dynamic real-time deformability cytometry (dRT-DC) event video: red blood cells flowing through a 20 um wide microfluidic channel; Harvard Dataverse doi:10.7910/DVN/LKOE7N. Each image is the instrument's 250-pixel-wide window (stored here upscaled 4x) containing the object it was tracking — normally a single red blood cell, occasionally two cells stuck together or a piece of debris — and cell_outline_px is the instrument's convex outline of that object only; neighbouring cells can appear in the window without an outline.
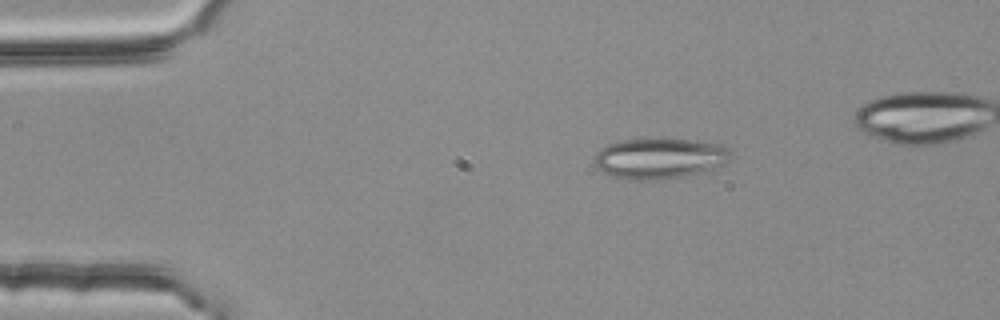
{"species": "common noctule bat (a hibernating species)", "species_latin": "Nyctalus noctula", "temperature_condition": "room temperature", "stored_images_in_passage": 3, "camera_frame_rate_fps": 3000, "um_per_image_px": 0.085, "animal": {"sex": "female", "body_mass_g": 25.1}, "frame": {"image": 1, "passage_image": 3, "time_ms": 0.667, "image_size_px": [1000, 320], "cell_outline_px": [[728, 160], [724, 164], [704, 172], [684, 176], [644, 180], [616, 176], [604, 172], [596, 168], [596, 152], [600, 148], [608, 144], [620, 140], [660, 136], [724, 144], [728, 148]], "centroid_in_image_um": [56.08, 13.4], "position_along_channel_um": 28.9, "area_um2": 32.54}}